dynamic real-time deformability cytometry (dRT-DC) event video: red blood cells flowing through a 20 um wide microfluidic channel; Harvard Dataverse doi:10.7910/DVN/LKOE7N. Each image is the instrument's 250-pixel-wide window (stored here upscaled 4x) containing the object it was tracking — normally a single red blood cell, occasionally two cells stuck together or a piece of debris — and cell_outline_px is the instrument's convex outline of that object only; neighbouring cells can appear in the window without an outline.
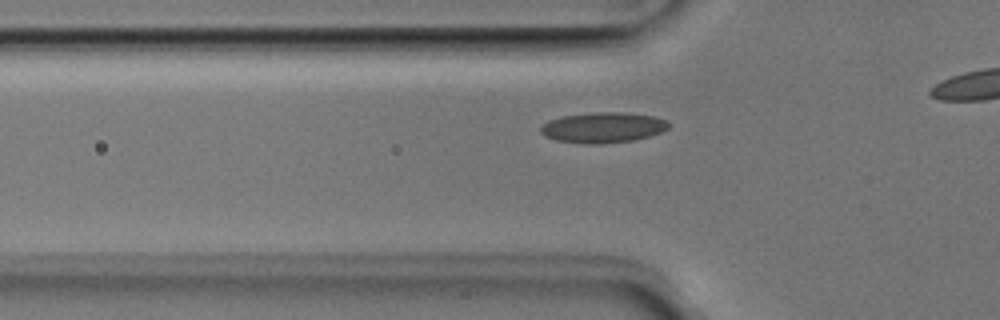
{"species": "Egyptian fruit bat (a non-hibernating species)", "species_latin": "Rousettus aegyptiacus", "temperature_condition": "room temperature", "stored_images_in_passage": 16, "camera_frame_rate_fps": 3000, "um_per_image_px": 0.085, "animal": {"sex": "male"}, "frame": {"image": 1, "passage_image": 10, "time_ms": 3.0, "image_size_px": [1000, 320], "cell_outline_px": [[672, 124], [668, 128], [660, 132], [648, 136], [632, 140], [600, 144], [584, 144], [556, 140], [544, 136], [540, 132], [540, 128], [548, 120], [564, 116], [596, 112], [624, 112], [656, 116], [668, 120]], "centroid_in_image_um": [51.28, 10.83], "position_along_channel_um": 74.5, "area_um2": 22.83}}
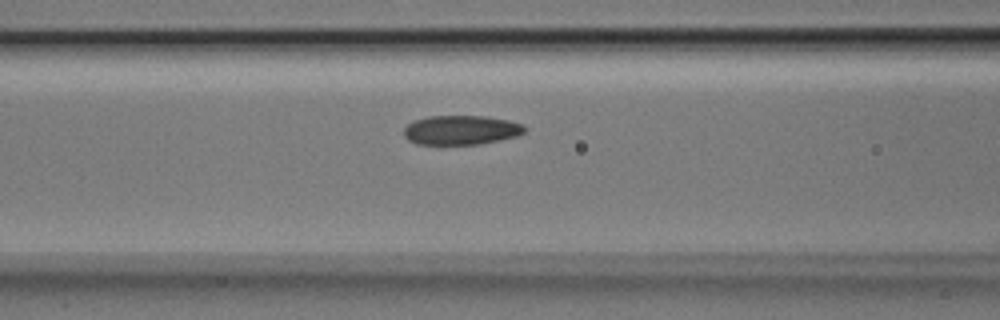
{"frame": {"image": 2, "passage_image": 14, "time_ms": 4.333, "image_size_px": [1000, 320], "cell_outline_px": [[528, 128], [524, 132], [516, 136], [500, 140], [480, 144], [416, 144], [408, 140], [404, 136], [404, 128], [408, 124], [416, 120], [428, 116], [488, 116], [508, 120], [524, 124]], "centroid_in_image_um": [39.22, 11.05], "position_along_channel_um": 127.4, "area_um2": 20.75}}